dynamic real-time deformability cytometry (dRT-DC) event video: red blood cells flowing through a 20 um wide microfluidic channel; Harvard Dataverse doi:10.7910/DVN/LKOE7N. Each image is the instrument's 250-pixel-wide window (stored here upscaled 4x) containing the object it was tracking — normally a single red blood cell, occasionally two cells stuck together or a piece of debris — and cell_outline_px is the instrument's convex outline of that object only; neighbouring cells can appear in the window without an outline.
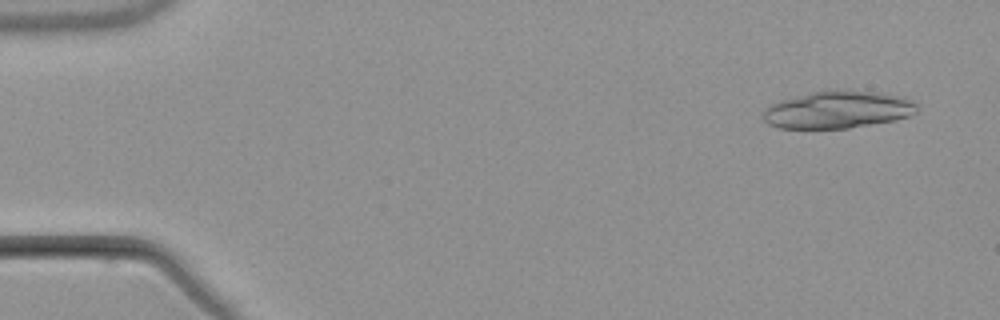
{"species": "common noctule bat (a hibernating species)", "species_latin": "Nyctalus noctula", "temperature_condition": "warm", "stored_images_in_passage": 5, "camera_frame_rate_fps": 3000, "um_per_image_px": 0.085, "animal": {"sex": "male", "body_mass_g": 21.5, "forearm_length_mm": 52.0}, "frame": {"image": 1, "passage_image": 1, "time_ms": 0.0, "image_size_px": [1000, 320], "cell_outline_px": [[920, 104], [916, 112], [908, 116], [896, 120], [848, 128], [780, 128], [768, 124], [764, 120], [764, 108], [768, 104], [780, 100], [828, 88], [836, 88], [884, 92], [904, 96]], "centroid_in_image_um": [71.26, 9.28], "position_along_channel_um": 13.7, "area_um2": 34.33}}